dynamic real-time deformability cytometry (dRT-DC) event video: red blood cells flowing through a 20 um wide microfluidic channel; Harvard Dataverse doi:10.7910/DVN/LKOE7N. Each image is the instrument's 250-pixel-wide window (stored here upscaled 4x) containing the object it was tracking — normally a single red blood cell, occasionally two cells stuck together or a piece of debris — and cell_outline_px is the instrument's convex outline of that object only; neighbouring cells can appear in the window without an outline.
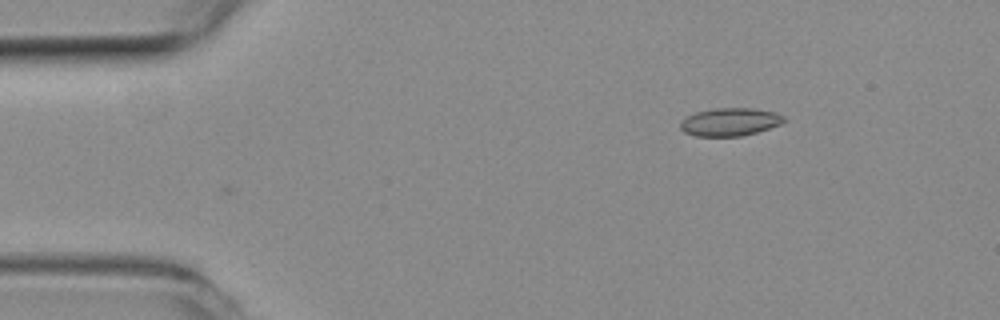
{"species": "common noctule bat (a hibernating species)", "species_latin": "Nyctalus noctula", "temperature_condition": "room temperature", "stored_images_in_passage": 5, "camera_frame_rate_fps": 3000, "um_per_image_px": 0.085, "animal": {"sex": "female", "body_mass_g": 19.3, "forearm_length_mm": 54.1}, "frame": {"image": 1, "passage_image": 5, "time_ms": 1.333, "image_size_px": [1000, 320], "cell_outline_px": [[788, 120], [780, 124], [756, 132], [740, 136], [696, 136], [684, 132], [680, 128], [680, 120], [684, 116], [696, 112], [716, 108], [752, 108], [772, 112], [784, 116]], "centroid_in_image_um": [62.0, 10.36], "position_along_channel_um": 23.0, "area_um2": 16.88}}